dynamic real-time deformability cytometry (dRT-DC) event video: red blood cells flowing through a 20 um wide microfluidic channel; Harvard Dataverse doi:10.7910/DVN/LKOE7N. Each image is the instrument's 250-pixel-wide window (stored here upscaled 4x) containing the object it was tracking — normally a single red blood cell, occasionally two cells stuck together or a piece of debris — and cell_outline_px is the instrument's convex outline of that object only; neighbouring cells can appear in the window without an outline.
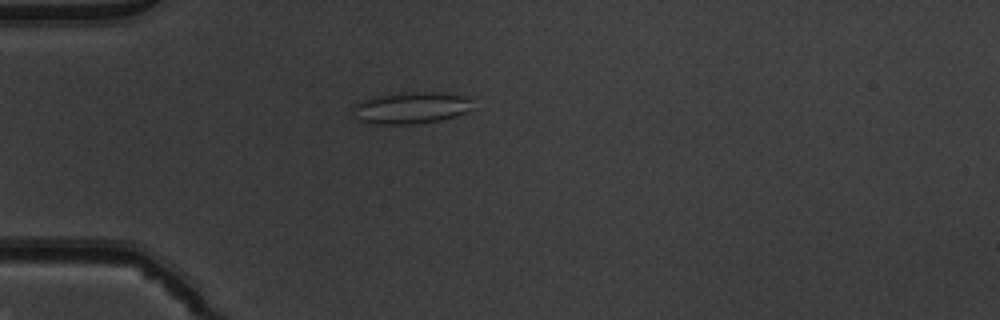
{"species": "common noctule bat (a hibernating species)", "species_latin": "Nyctalus noctula", "temperature_condition": "warm", "stored_images_in_passage": 41, "camera_frame_rate_fps": 3000, "um_per_image_px": 0.085, "animal": {"sex": "male", "body_mass_g": 19.5, "forearm_length_mm": 54.6}, "frame": {"image": 1, "passage_image": 5, "time_ms": 1.333, "image_size_px": [1000, 320], "cell_outline_px": [[472, 108], [456, 116], [440, 120], [416, 124], [376, 124], [360, 120], [352, 108], [352, 104], [360, 100], [376, 96], [404, 92], [456, 92], [468, 96]], "centroid_in_image_um": [34.97, 9.14], "position_along_channel_um": 50.0, "area_um2": 22.37}}
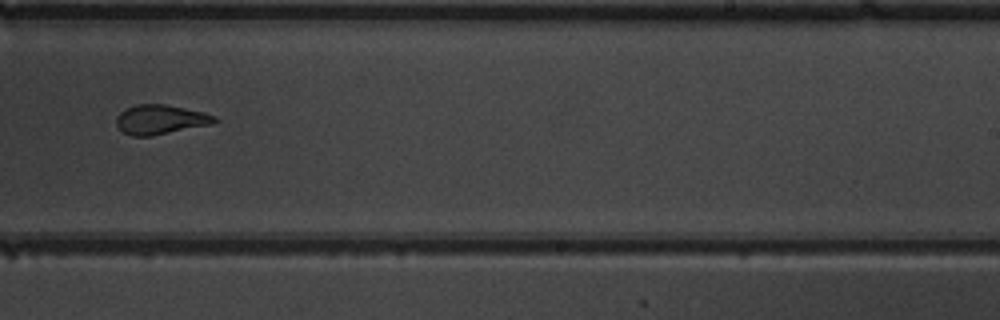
{"frame": {"image": 2, "passage_image": 23, "time_ms": 7.333, "image_size_px": [1000, 320], "cell_outline_px": [[220, 120], [212, 124], [152, 136], [132, 136], [124, 132], [116, 124], [116, 116], [120, 112], [136, 104], [164, 104], [204, 112], [216, 116]], "centroid_in_image_um": [13.66, 10.16], "position_along_channel_um": 275.3, "area_um2": 16.88}}
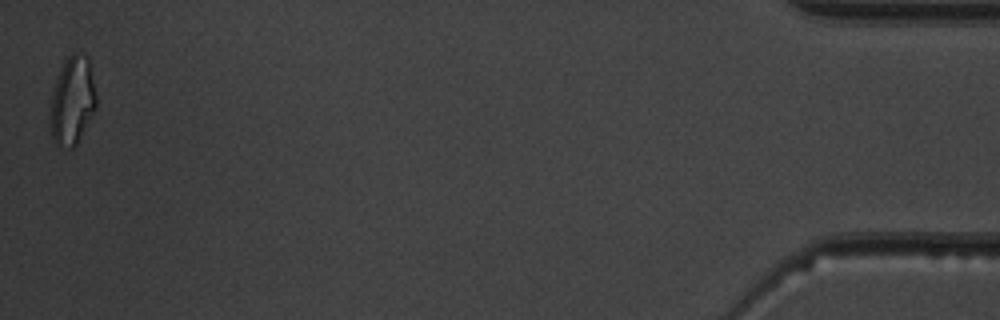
{"frame": {"image": 3, "passage_image": 41, "time_ms": 13.333, "image_size_px": [1000, 320], "cell_outline_px": [[96, 108], [76, 144], [72, 148], [68, 148], [56, 144], [52, 136], [48, 124], [52, 92], [60, 72], [68, 56], [72, 52], [76, 52], [88, 56], [96, 96]], "centroid_in_image_um": [6.13, 8.58], "position_along_channel_um": 429.1, "area_um2": 23.47}, "authors_computed_cell_mechanics": {"area_um2": 18.3804, "velocity_mm_per_s": 4.0129, "shape_relaxation_time_tau1_ms": null, "shape_relaxation_time_tau2_ms": 1.6212, "deformation_change_tau1": null, "deformation_change_tau2": 0.1047}}